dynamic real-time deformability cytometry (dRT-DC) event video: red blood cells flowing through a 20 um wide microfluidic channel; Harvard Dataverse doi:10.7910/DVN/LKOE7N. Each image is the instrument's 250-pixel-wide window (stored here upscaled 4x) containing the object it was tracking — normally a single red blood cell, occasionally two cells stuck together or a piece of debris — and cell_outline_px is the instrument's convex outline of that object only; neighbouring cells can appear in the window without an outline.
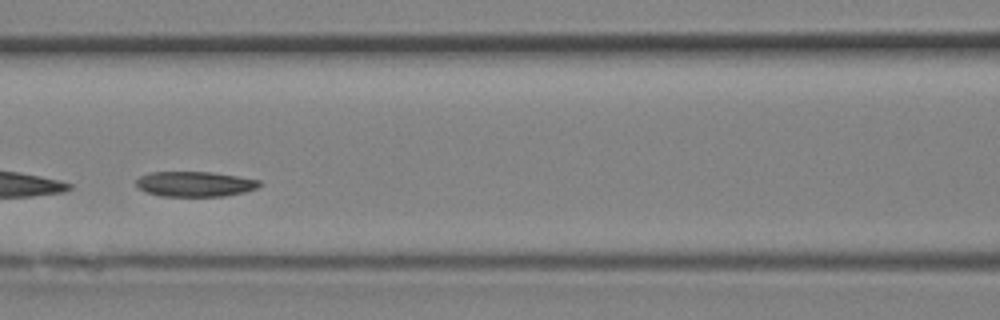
{"species": "Egyptian fruit bat (a non-hibernating species)", "species_latin": "Rousettus aegyptiacus", "temperature_condition": "room temperature", "stored_images_in_passage": 11, "camera_frame_rate_fps": 3000, "um_per_image_px": 0.085, "animal": {"sex": "female"}, "frame": {"image": 1, "passage_image": 8, "time_ms": 2.333, "image_size_px": [1000, 320], "cell_outline_px": [[260, 184], [256, 188], [244, 192], [224, 196], [160, 196], [144, 192], [136, 188], [136, 180], [140, 176], [152, 172], [212, 172], [260, 180]], "centroid_in_image_um": [16.51, 15.65], "position_along_channel_um": 150.1, "area_um2": 18.09}}
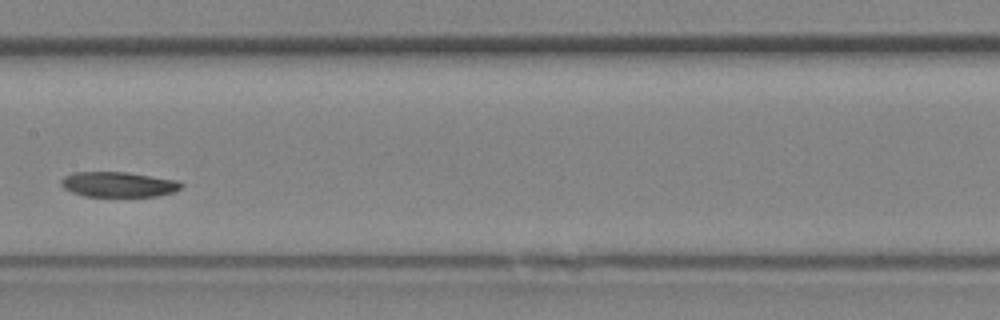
{"frame": {"image": 2, "passage_image": 10, "time_ms": 3.0, "image_size_px": [1000, 320], "cell_outline_px": [[184, 184], [176, 192], [156, 196], [84, 196], [72, 192], [64, 188], [60, 184], [60, 180], [64, 176], [72, 172], [124, 172], [180, 180]], "centroid_in_image_um": [10.08, 15.67], "position_along_channel_um": 197.3, "area_um2": 17.74}}